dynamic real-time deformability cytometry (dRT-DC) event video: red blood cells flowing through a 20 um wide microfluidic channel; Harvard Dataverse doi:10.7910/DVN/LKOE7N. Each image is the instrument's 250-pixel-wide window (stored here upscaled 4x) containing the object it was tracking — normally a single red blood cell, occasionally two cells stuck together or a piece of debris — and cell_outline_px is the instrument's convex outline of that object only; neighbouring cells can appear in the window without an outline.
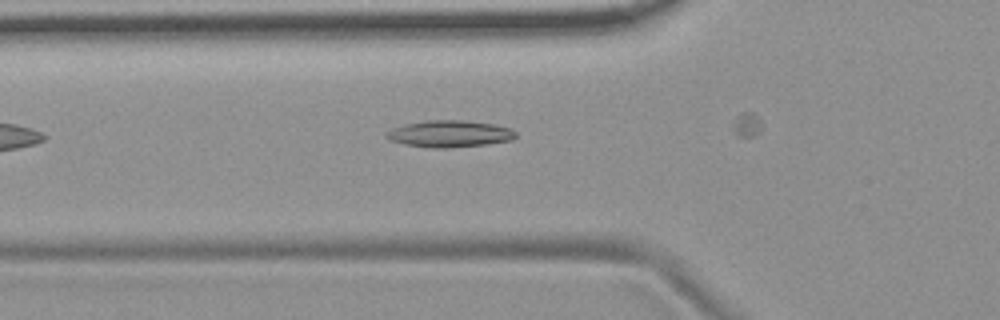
{"species": "common noctule bat (a hibernating species)", "species_latin": "Nyctalus noctula", "temperature_condition": "room temperature", "stored_images_in_passage": 9, "camera_frame_rate_fps": 3000, "um_per_image_px": 0.085, "animal": {"sex": "female", "body_mass_g": 19.9}, "frame": {"image": 1, "passage_image": 2, "time_ms": 0.333, "image_size_px": [1000, 320], "cell_outline_px": [[516, 136], [512, 140], [488, 144], [448, 148], [428, 148], [388, 140], [384, 136], [392, 128], [404, 124], [424, 120], [464, 120], [492, 124], [512, 128], [516, 132]], "centroid_in_image_um": [38.22, 11.37], "position_along_channel_um": 87.6, "area_um2": 20.29}}
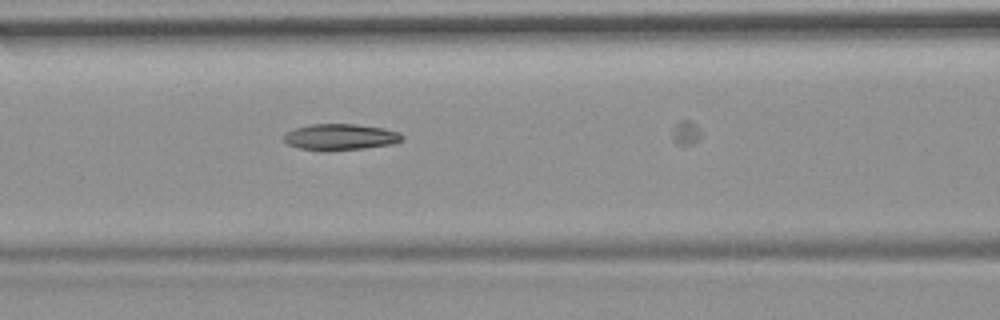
{"frame": {"image": 2, "passage_image": 6, "time_ms": 1.667, "image_size_px": [1000, 320], "cell_outline_px": [[404, 140], [392, 144], [364, 148], [300, 148], [288, 144], [284, 140], [284, 136], [288, 132], [296, 128], [312, 124], [356, 124], [384, 128], [400, 132], [404, 136]], "centroid_in_image_um": [29.03, 11.6], "position_along_channel_um": 137.6, "area_um2": 17.28}}